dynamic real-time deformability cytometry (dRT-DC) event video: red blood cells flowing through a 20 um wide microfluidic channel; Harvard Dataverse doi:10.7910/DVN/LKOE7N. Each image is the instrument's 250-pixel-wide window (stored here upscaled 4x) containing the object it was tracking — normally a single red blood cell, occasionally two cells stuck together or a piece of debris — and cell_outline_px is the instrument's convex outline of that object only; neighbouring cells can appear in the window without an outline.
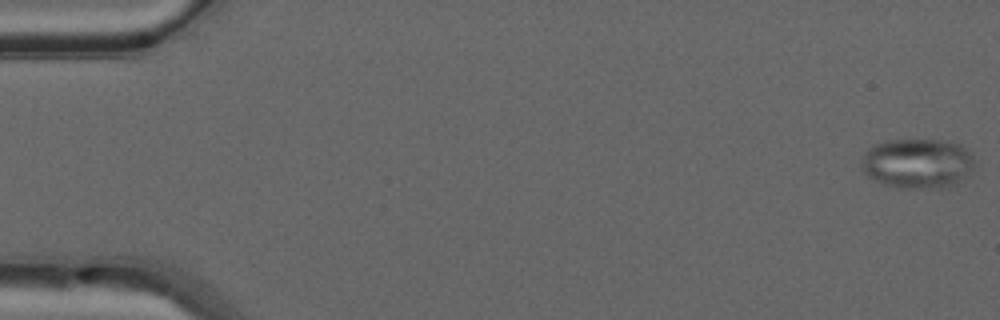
{"species": "common noctule bat (a hibernating species)", "species_latin": "Nyctalus noctula", "temperature_condition": "warm", "stored_images_in_passage": 37, "camera_frame_rate_fps": 3000, "um_per_image_px": 0.085, "animal": {"sex": "male", "forearm_length_mm": 52.5}, "frame": {"image": 1, "passage_image": 1, "time_ms": 0.0, "image_size_px": [1000, 320], "cell_outline_px": [[976, 164], [968, 176], [948, 188], [896, 188], [884, 184], [868, 176], [864, 172], [860, 164], [860, 160], [864, 152], [868, 148], [876, 144], [888, 140], [948, 140], [960, 144], [976, 160]], "centroid_in_image_um": [78.0, 13.89], "position_along_channel_um": 7.0, "area_um2": 33.41}}